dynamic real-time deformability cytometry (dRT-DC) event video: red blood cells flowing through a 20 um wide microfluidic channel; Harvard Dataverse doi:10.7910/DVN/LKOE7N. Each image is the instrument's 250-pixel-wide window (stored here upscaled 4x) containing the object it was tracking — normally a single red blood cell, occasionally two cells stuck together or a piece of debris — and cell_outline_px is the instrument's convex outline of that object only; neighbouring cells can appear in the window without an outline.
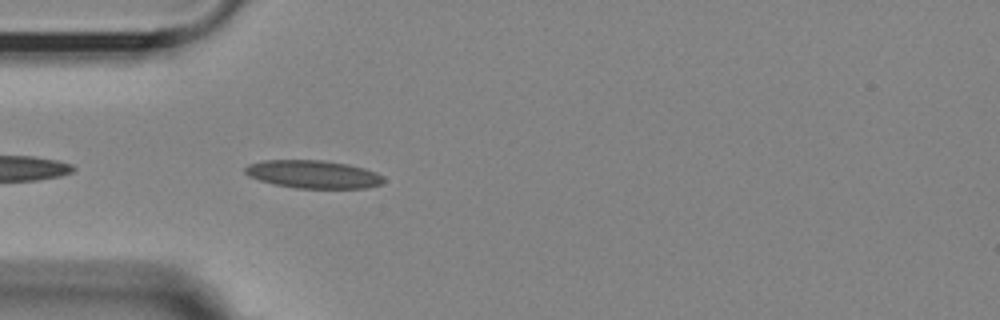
{"species": "Egyptian fruit bat (a non-hibernating species)", "species_latin": "Rousettus aegyptiacus", "temperature_condition": "room temperature", "stored_images_in_passage": 6, "camera_frame_rate_fps": 3000, "um_per_image_px": 0.085, "animal": {"sex": "female"}, "frame": {"image": 1, "passage_image": 3, "time_ms": 0.667, "image_size_px": [1000, 320], "cell_outline_px": [[384, 180], [380, 184], [368, 188], [296, 188], [276, 184], [260, 180], [248, 176], [244, 172], [244, 168], [248, 164], [264, 160], [324, 160], [348, 164], [364, 168], [376, 172], [384, 176]], "centroid_in_image_um": [26.63, 14.81], "position_along_channel_um": 58.4, "area_um2": 22.6}}